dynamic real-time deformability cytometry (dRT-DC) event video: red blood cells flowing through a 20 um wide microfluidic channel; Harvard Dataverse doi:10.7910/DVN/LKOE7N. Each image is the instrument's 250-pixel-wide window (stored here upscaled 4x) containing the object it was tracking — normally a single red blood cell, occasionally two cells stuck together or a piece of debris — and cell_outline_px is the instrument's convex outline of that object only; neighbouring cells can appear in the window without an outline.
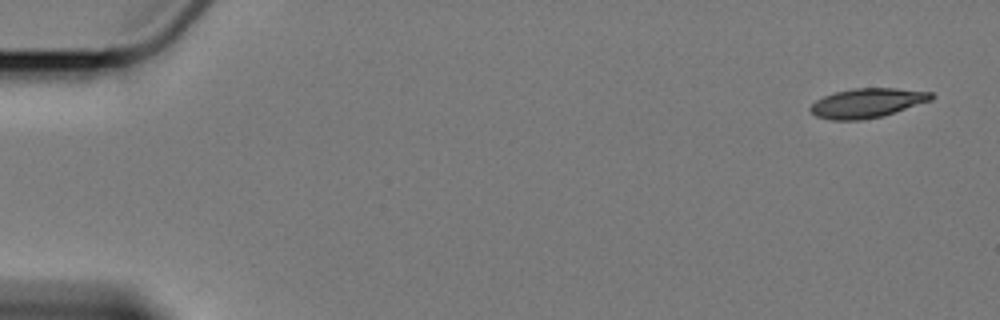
{"species": "Egyptian fruit bat (a non-hibernating species)", "species_latin": "Rousettus aegyptiacus", "temperature_condition": "cold", "stored_images_in_passage": 5, "camera_frame_rate_fps": 3000, "um_per_image_px": 0.085, "animal": {"sex": "female"}, "frame": {"image": 1, "passage_image": 1, "time_ms": 0.0, "image_size_px": [1000, 320], "cell_outline_px": [[936, 96], [932, 100], [880, 116], [860, 120], [832, 120], [816, 116], [808, 108], [816, 100], [824, 96], [836, 92], [856, 88], [896, 88], [932, 92]], "centroid_in_image_um": [73.71, 8.74], "position_along_channel_um": 11.3, "area_um2": 20.46}}
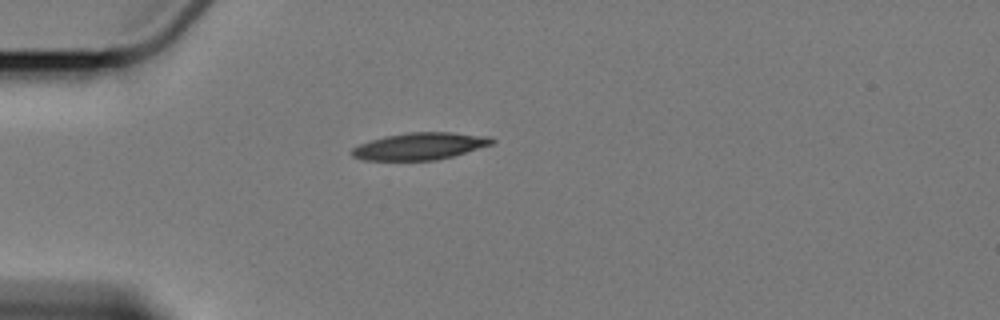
{"frame": {"image": 2, "passage_image": 5, "time_ms": 4.667, "image_size_px": [1000, 320], "cell_outline_px": [[496, 140], [492, 144], [452, 156], [436, 160], [364, 160], [352, 156], [352, 148], [360, 144], [384, 136], [408, 132], [452, 132], [488, 136]], "centroid_in_image_um": [35.69, 12.42], "position_along_channel_um": 49.3, "area_um2": 21.91}}